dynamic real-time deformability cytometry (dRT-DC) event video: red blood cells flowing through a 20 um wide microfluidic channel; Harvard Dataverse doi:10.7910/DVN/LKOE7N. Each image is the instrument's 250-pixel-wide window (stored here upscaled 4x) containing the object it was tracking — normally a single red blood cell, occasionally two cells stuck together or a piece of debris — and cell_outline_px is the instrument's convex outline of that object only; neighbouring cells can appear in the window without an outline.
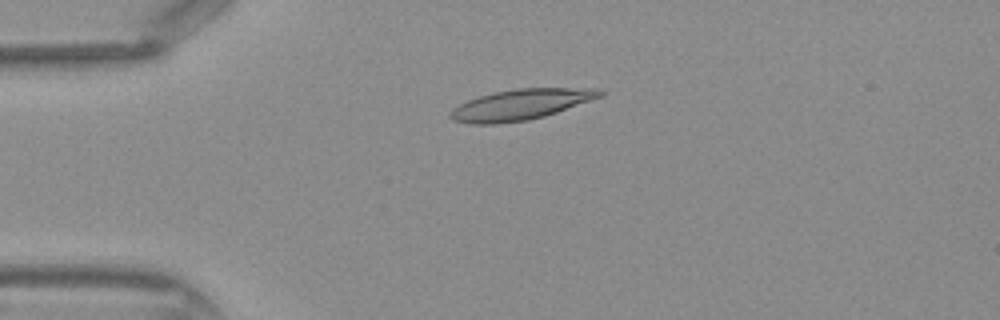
{"species": "Egyptian fruit bat (a non-hibernating species)", "species_latin": "Rousettus aegyptiacus", "temperature_condition": "warm", "stored_images_in_passage": 43, "camera_frame_rate_fps": 3000, "um_per_image_px": 0.085, "frame": {"image": 1, "passage_image": 10, "time_ms": 3.0, "image_size_px": [1000, 320], "cell_outline_px": [[604, 96], [544, 116], [528, 120], [496, 124], [468, 124], [452, 120], [448, 116], [448, 112], [452, 108], [468, 100], [480, 96], [496, 92], [516, 88], [600, 88], [604, 92]], "centroid_in_image_um": [44.25, 8.89], "position_along_channel_um": 40.8, "area_um2": 26.82}}
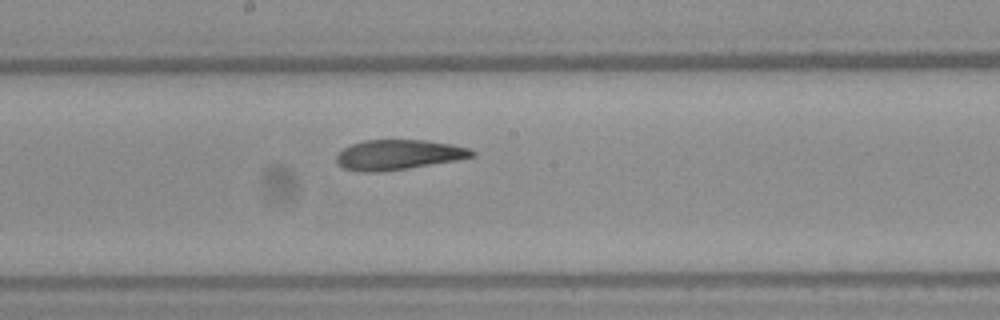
{"frame": {"image": 2, "passage_image": 23, "time_ms": 7.333, "image_size_px": [1000, 320], "cell_outline_px": [[476, 156], [456, 160], [384, 172], [360, 172], [344, 168], [336, 160], [336, 156], [344, 148], [352, 144], [364, 140], [424, 140], [452, 144], [468, 148], [476, 152]], "centroid_in_image_um": [33.88, 13.15], "position_along_channel_um": 214.3, "area_um2": 23.64}}
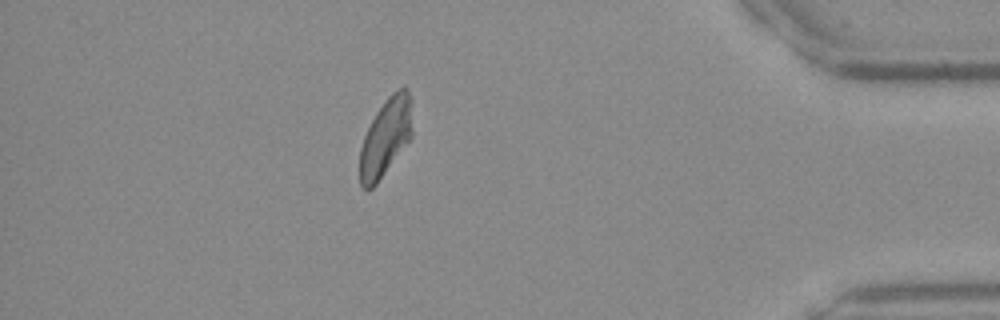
{"frame": {"image": 3, "passage_image": 38, "time_ms": 12.333, "image_size_px": [1000, 320], "cell_outline_px": [[412, 136], [376, 184], [372, 188], [364, 188], [360, 184], [360, 148], [364, 136], [376, 112], [388, 96], [392, 92], [404, 84], [408, 88], [412, 96]], "centroid_in_image_um": [32.81, 11.58], "position_along_channel_um": 402.4, "area_um2": 23.87}}